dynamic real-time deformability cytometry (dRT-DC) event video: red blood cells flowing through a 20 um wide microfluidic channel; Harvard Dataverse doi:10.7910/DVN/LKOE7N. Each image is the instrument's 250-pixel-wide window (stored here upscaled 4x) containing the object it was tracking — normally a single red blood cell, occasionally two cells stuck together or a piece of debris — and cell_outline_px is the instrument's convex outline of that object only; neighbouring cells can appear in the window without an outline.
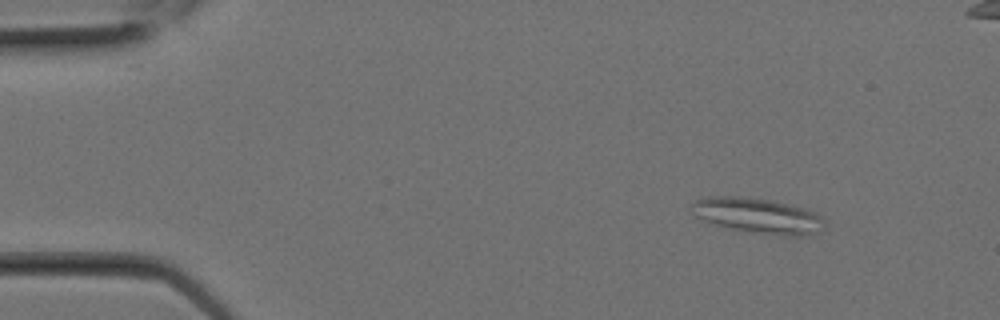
{"species": "Egyptian fruit bat (a non-hibernating species)", "species_latin": "Rousettus aegyptiacus", "temperature_condition": "room temperature", "stored_images_in_passage": 2, "camera_frame_rate_fps": 3000, "um_per_image_px": 0.085, "animal": {"sex": "female"}, "frame": {"image": 1, "passage_image": 2, "time_ms": 0.333, "image_size_px": [1000, 320], "cell_outline_px": [[824, 224], [808, 236], [784, 236], [752, 232], [732, 228], [716, 224], [696, 216], [692, 212], [692, 204], [696, 200], [708, 196], [740, 196], [772, 200], [804, 208], [820, 216], [824, 220]], "centroid_in_image_um": [64.4, 18.32], "position_along_channel_um": 20.6, "area_um2": 26.88}}